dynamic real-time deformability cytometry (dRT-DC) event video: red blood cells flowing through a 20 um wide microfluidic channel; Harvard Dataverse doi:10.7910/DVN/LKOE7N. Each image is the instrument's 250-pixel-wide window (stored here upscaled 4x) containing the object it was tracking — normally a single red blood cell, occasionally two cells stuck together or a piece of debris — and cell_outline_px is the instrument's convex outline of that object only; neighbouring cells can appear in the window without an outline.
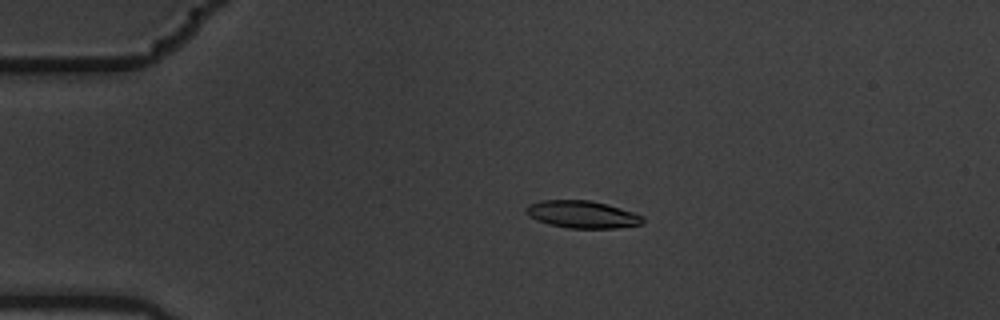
{"species": "common noctule bat (a hibernating species)", "species_latin": "Nyctalus noctula", "temperature_condition": "warm", "stored_images_in_passage": 9, "camera_frame_rate_fps": 3000, "um_per_image_px": 0.085, "animal": {"sex": "male", "body_mass_g": 19.5, "forearm_length_mm": 54.6}, "frame": {"image": 1, "passage_image": 2, "time_ms": 0.333, "image_size_px": [1000, 320], "cell_outline_px": [[644, 224], [616, 228], [568, 228], [548, 224], [536, 220], [528, 216], [524, 208], [528, 204], [540, 200], [588, 200], [620, 208], [644, 216]], "centroid_in_image_um": [49.46, 18.23], "position_along_channel_um": 35.5, "area_um2": 18.67}}
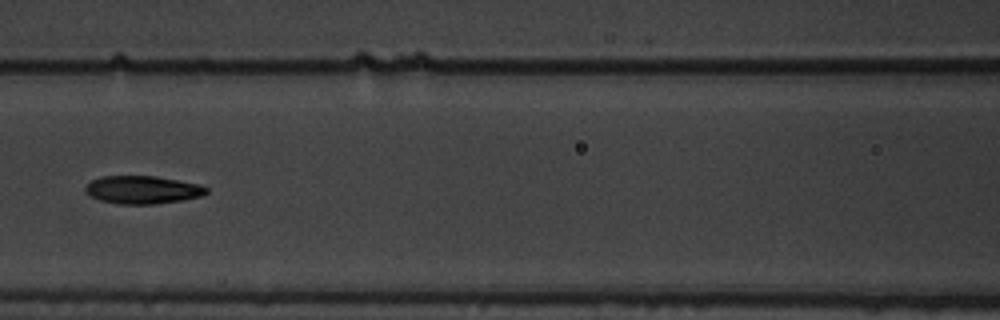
{"frame": {"image": 2, "passage_image": 6, "time_ms": 1.667, "image_size_px": [1000, 320], "cell_outline_px": [[208, 192], [200, 196], [184, 200], [156, 204], [116, 204], [100, 200], [84, 192], [84, 188], [92, 180], [100, 176], [156, 176], [200, 184], [208, 188]], "centroid_in_image_um": [12.12, 16.13], "position_along_channel_um": 154.5, "area_um2": 19.83}}
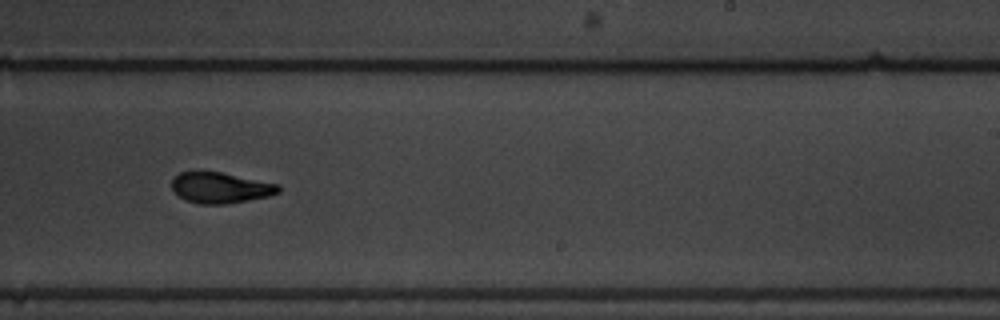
{"frame": {"image": 3, "passage_image": 9, "time_ms": 2.667, "image_size_px": [1000, 320], "cell_outline_px": [[280, 192], [268, 196], [248, 200], [224, 204], [200, 204], [184, 200], [172, 192], [172, 180], [180, 172], [192, 168], [196, 168], [220, 172], [280, 184]], "centroid_in_image_um": [18.66, 15.92], "position_along_channel_um": 270.3, "area_um2": 19.77}}